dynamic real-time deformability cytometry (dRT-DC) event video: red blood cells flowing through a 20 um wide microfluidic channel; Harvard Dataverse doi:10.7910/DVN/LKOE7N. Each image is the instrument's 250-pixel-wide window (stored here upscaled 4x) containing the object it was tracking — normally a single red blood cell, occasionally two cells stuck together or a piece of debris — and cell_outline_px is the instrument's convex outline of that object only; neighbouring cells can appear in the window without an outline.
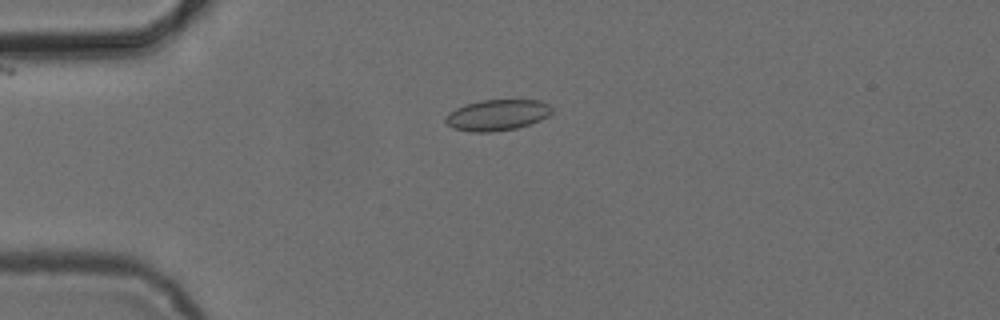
{"species": "common noctule bat (a hibernating species)", "species_latin": "Nyctalus noctula", "temperature_condition": "cold", "stored_images_in_passage": 54, "camera_frame_rate_fps": 3000, "um_per_image_px": 0.085, "animal": {"sex": "female", "body_mass_g": 24.6, "forearm_length_mm": 56.2}, "frame": {"image": 1, "passage_image": 14, "time_ms": 4.333, "image_size_px": [1000, 320], "cell_outline_px": [[552, 112], [548, 116], [540, 120], [516, 128], [492, 132], [468, 132], [452, 128], [444, 120], [444, 116], [448, 112], [464, 104], [480, 100], [540, 100], [548, 104], [552, 108]], "centroid_in_image_um": [42.21, 9.78], "position_along_channel_um": 42.8, "area_um2": 19.36}}
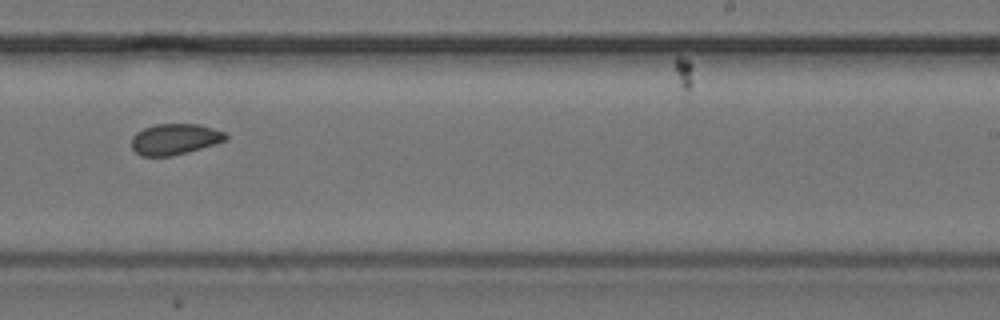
{"frame": {"image": 2, "passage_image": 34, "time_ms": 11.0, "image_size_px": [1000, 320], "cell_outline_px": [[228, 140], [216, 144], [188, 152], [172, 156], [140, 156], [132, 148], [132, 136], [136, 132], [144, 128], [156, 124], [196, 124], [212, 128], [224, 132], [228, 136]], "centroid_in_image_um": [14.86, 11.84], "position_along_channel_um": 274.1, "area_um2": 17.05}}
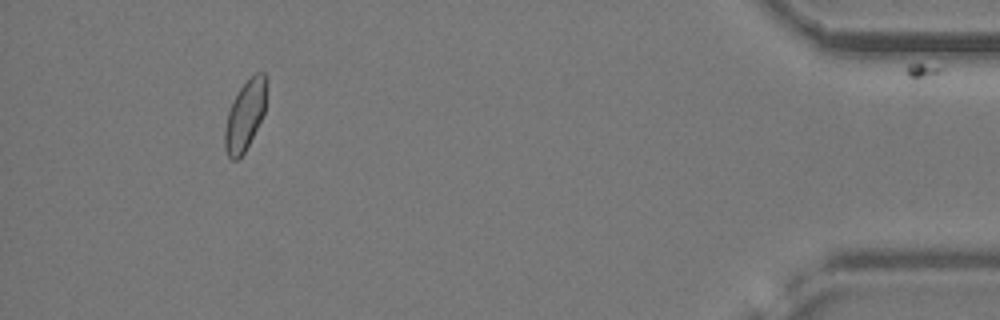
{"frame": {"image": 3, "passage_image": 50, "time_ms": 16.333, "image_size_px": [1000, 320], "cell_outline_px": [[268, 80], [264, 112], [244, 152], [236, 160], [232, 160], [228, 156], [224, 148], [224, 132], [228, 112], [240, 88], [256, 72], [264, 72]], "centroid_in_image_um": [20.84, 9.78], "position_along_channel_um": 414.4, "area_um2": 16.65}, "authors_computed_cell_mechanics": {"area_um2": 17.629, "velocity_mm_per_s": 3.8478, "shape_relaxation_time_tau1_ms": null, "shape_relaxation_time_tau2_ms": 1.9469, "deformation_change_tau1": null, "deformation_change_tau2": 0.0533}}